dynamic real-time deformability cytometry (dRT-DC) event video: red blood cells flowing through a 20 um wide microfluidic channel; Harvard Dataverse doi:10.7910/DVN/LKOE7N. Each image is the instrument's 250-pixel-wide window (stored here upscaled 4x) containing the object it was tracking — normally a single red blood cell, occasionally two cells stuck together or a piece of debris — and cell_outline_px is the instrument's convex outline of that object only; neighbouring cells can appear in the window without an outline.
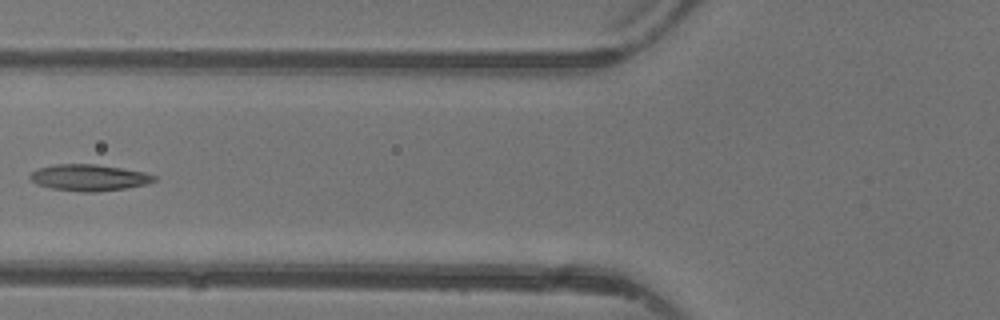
{"species": "common noctule bat (a hibernating species)", "species_latin": "Nyctalus noctula", "temperature_condition": "warm", "stored_images_in_passage": 4, "camera_frame_rate_fps": 3000, "um_per_image_px": 0.085, "animal": {"sex": "female"}, "frame": {"image": 1, "passage_image": 4, "time_ms": 4.333, "image_size_px": [1000, 320], "cell_outline_px": [[156, 180], [148, 184], [128, 188], [96, 192], [80, 192], [52, 188], [36, 184], [28, 176], [36, 168], [56, 164], [96, 164], [144, 172], [156, 176]], "centroid_in_image_um": [7.57, 15.1], "position_along_channel_um": 118.2, "area_um2": 19.19}}